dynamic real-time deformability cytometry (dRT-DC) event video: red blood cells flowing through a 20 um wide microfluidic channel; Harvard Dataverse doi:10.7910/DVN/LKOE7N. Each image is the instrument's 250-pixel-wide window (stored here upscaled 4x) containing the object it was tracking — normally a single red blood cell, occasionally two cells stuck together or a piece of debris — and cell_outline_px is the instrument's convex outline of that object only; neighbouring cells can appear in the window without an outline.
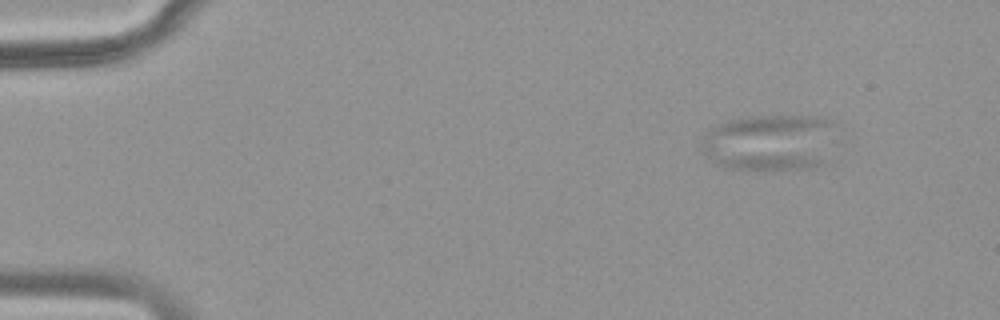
{"species": "common noctule bat (a hibernating species)", "species_latin": "Nyctalus noctula", "temperature_condition": "warm", "stored_images_in_passage": 48, "camera_frame_rate_fps": 3000, "um_per_image_px": 0.085, "animal": {"sex": "female", "body_mass_g": 18.4}, "frame": {"image": 1, "passage_image": 2, "time_ms": 0.333, "image_size_px": [1000, 320], "cell_outline_px": [[828, 120], [820, 164], [804, 168], [732, 168], [720, 164], [704, 152], [704, 136], [716, 124], [728, 120], [744, 116], [820, 116]], "centroid_in_image_um": [65.24, 12.06], "position_along_channel_um": 19.8, "area_um2": 41.44}}
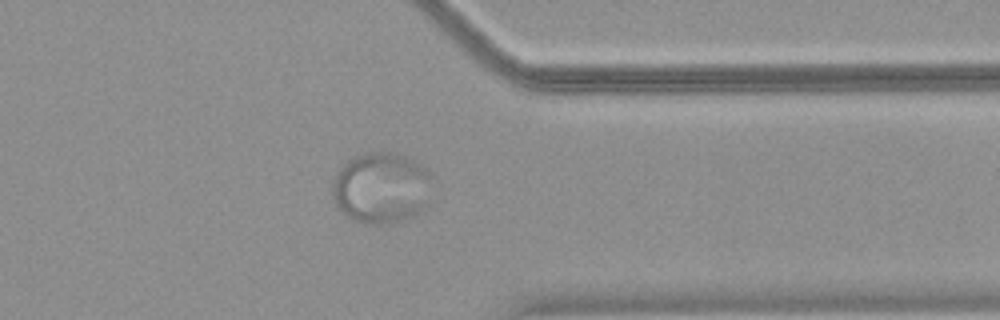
{"frame": {"image": 2, "passage_image": 38, "time_ms": 12.333, "image_size_px": [1000, 320], "cell_outline_px": [[432, 172], [424, 208], [416, 216], [404, 220], [380, 224], [364, 224], [348, 216], [332, 200], [332, 184], [336, 172], [348, 160], [364, 152], [396, 152], [420, 164]], "centroid_in_image_um": [32.39, 15.96], "position_along_channel_um": 379.0, "area_um2": 41.33}}
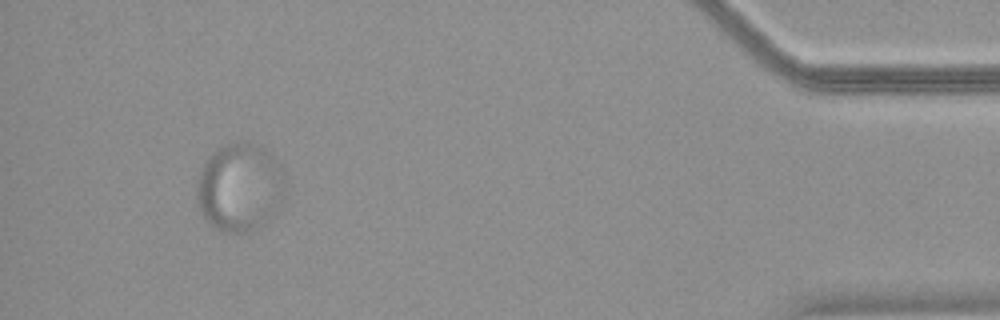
{"frame": {"image": 3, "passage_image": 45, "time_ms": 14.667, "image_size_px": [1000, 320], "cell_outline_px": [[284, 176], [280, 200], [276, 208], [268, 220], [264, 224], [252, 232], [224, 232], [216, 228], [204, 216], [200, 208], [196, 196], [196, 180], [204, 160], [216, 148], [236, 140], [244, 140], [256, 144], [264, 148], [280, 164], [284, 172]], "centroid_in_image_um": [20.34, 15.87], "position_along_channel_um": 414.9, "area_um2": 45.6}}